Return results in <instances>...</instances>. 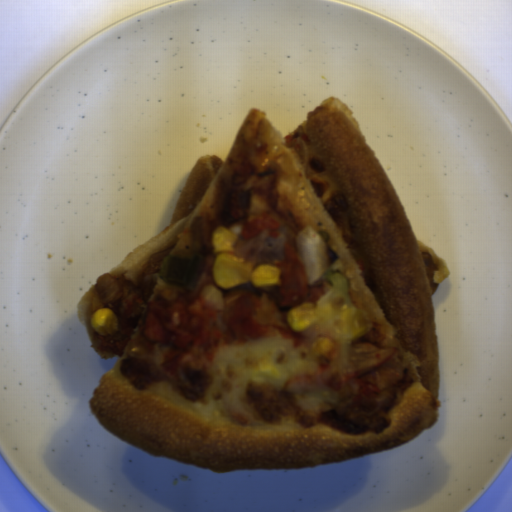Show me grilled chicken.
<instances>
[{
	"mask_svg": "<svg viewBox=\"0 0 512 512\" xmlns=\"http://www.w3.org/2000/svg\"><path fill=\"white\" fill-rule=\"evenodd\" d=\"M397 352L383 348L377 331L358 340L342 370L321 372L285 381L289 392H332L337 394L336 417L360 430L381 433L388 428L387 413L392 403L400 370L391 365Z\"/></svg>",
	"mask_w": 512,
	"mask_h": 512,
	"instance_id": "grilled-chicken-1",
	"label": "grilled chicken"
},
{
	"mask_svg": "<svg viewBox=\"0 0 512 512\" xmlns=\"http://www.w3.org/2000/svg\"><path fill=\"white\" fill-rule=\"evenodd\" d=\"M144 304L142 295L131 281L121 279L116 274L104 273L99 276L92 290V315L99 309H109L116 316L118 328L110 335H99L94 331L98 347L121 357Z\"/></svg>",
	"mask_w": 512,
	"mask_h": 512,
	"instance_id": "grilled-chicken-2",
	"label": "grilled chicken"
},
{
	"mask_svg": "<svg viewBox=\"0 0 512 512\" xmlns=\"http://www.w3.org/2000/svg\"><path fill=\"white\" fill-rule=\"evenodd\" d=\"M275 175L261 173L237 177L229 197V219L237 222L249 215V200L255 193L269 196L274 187Z\"/></svg>",
	"mask_w": 512,
	"mask_h": 512,
	"instance_id": "grilled-chicken-3",
	"label": "grilled chicken"
}]
</instances>
